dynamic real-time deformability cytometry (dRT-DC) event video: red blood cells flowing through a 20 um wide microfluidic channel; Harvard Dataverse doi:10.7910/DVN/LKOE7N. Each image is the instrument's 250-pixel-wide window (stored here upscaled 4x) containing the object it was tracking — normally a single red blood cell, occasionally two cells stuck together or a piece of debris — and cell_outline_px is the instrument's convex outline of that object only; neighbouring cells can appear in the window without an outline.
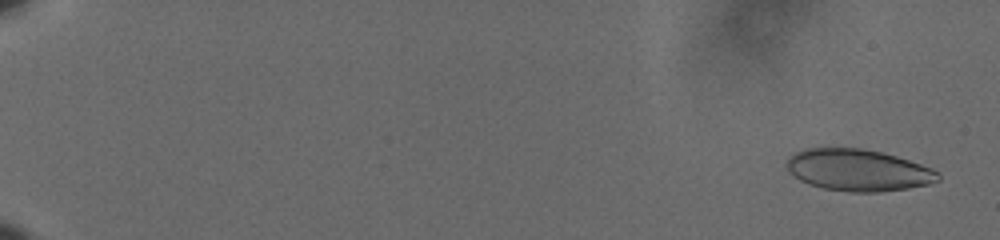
{"species": "human", "species_latin": "Homo sapiens", "temperature_condition": "cold", "stored_images_in_passage": 14, "camera_frame_rate_fps": 3000, "um_per_image_px": 0.085, "donor": {"sex": "male"}, "frame": {"image": 1, "passage_image": 3, "time_ms": 0.667, "image_size_px": [1000, 240], "cell_outline_px": [[940, 180], [932, 184], [908, 188], [880, 192], [848, 192], [824, 188], [808, 184], [800, 180], [788, 172], [784, 164], [788, 156], [792, 152], [804, 148], [860, 148], [880, 152], [896, 156], [932, 168], [940, 172]], "centroid_in_image_um": [72.91, 14.46], "position_along_channel_um": 12.1, "area_um2": 37.28}}